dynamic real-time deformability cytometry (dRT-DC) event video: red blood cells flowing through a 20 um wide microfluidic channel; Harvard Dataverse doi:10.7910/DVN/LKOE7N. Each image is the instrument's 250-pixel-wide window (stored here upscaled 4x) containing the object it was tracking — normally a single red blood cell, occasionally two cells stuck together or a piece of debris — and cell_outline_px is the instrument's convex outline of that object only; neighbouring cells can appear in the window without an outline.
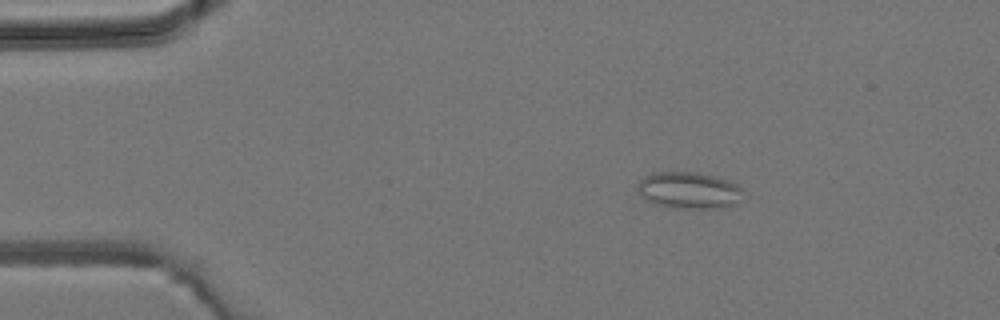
{"species": "common noctule bat (a hibernating species)", "species_latin": "Nyctalus noctula", "temperature_condition": "room temperature", "stored_images_in_passage": 4, "camera_frame_rate_fps": 3000, "um_per_image_px": 0.085, "animal": {"sex": "male", "body_mass_g": 19.2, "forearm_length_mm": 51.8}, "frame": {"image": 1, "passage_image": 2, "time_ms": 1.0, "image_size_px": [1000, 320], "cell_outline_px": [[740, 192], [736, 204], [720, 208], [672, 208], [652, 204], [644, 200], [640, 196], [636, 188], [636, 184], [644, 176], [652, 172], [696, 172], [716, 176], [728, 180], [736, 184], [740, 188]], "centroid_in_image_um": [58.45, 16.18], "position_along_channel_um": 26.6, "area_um2": 22.77}}
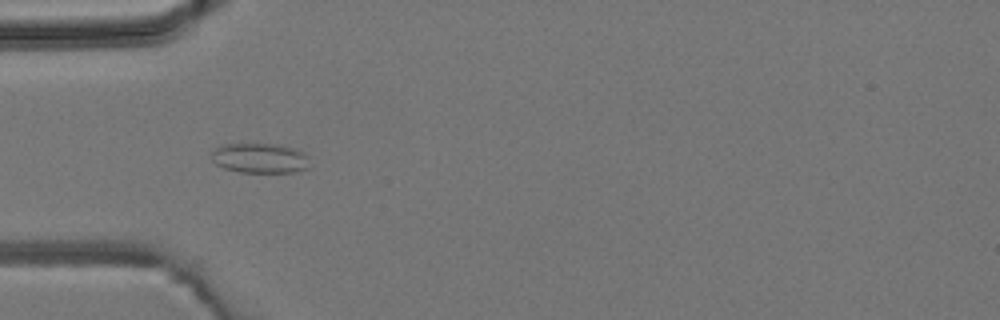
{"frame": {"image": 2, "passage_image": 4, "time_ms": 3.333, "image_size_px": [1000, 320], "cell_outline_px": [[308, 168], [296, 172], [240, 172], [224, 168], [216, 164], [212, 160], [212, 152], [220, 144], [280, 144], [304, 152]], "centroid_in_image_um": [22.05, 13.44], "position_along_channel_um": 62.9, "area_um2": 16.99}}